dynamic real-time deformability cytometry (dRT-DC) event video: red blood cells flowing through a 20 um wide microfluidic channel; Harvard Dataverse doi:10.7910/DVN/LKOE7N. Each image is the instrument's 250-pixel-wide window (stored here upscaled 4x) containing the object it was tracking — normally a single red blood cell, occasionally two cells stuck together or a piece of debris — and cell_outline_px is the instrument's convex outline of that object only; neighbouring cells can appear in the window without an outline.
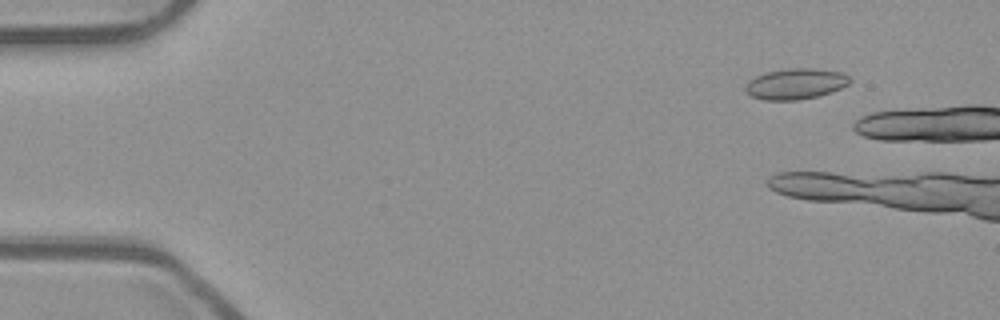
{"species": "common noctule bat (a hibernating species)", "species_latin": "Nyctalus noctula", "temperature_condition": "room temperature", "stored_images_in_passage": 8, "camera_frame_rate_fps": 3000, "um_per_image_px": 0.085, "animal": {"sex": "male", "body_mass_g": 23.1, "forearm_length_mm": 52.7}, "frame": {"image": 1, "passage_image": 3, "time_ms": 0.667, "image_size_px": [1000, 320], "cell_outline_px": [[852, 80], [848, 84], [832, 92], [820, 96], [796, 100], [764, 100], [752, 96], [744, 88], [748, 80], [764, 72], [788, 68], [812, 68], [840, 72], [848, 76]], "centroid_in_image_um": [67.62, 7.12], "position_along_channel_um": 17.4, "area_um2": 18.79}}